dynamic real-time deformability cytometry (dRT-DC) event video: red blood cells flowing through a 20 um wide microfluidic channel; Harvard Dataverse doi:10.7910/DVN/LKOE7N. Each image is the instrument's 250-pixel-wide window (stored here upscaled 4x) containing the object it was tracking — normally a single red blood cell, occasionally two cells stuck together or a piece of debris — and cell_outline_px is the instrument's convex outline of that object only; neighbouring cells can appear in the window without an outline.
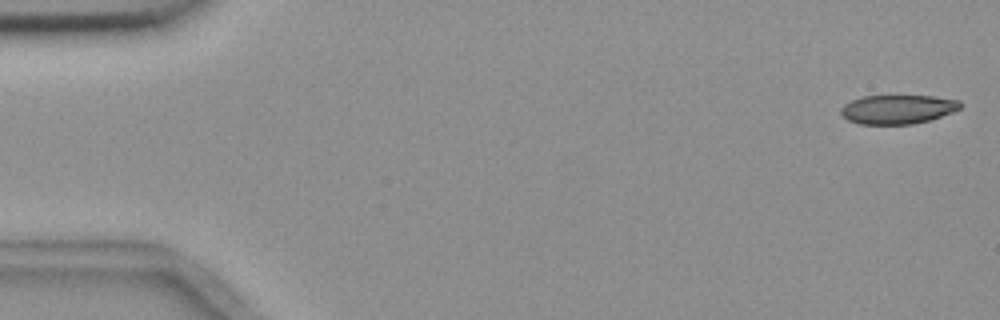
{"species": "common noctule bat (a hibernating species)", "species_latin": "Nyctalus noctula", "temperature_condition": "room temperature", "stored_images_in_passage": 4, "segment_of_instrument_passage": [2, 2], "camera_frame_rate_fps": 3000, "um_per_image_px": 0.085, "animal": {"sex": "female", "body_mass_g": 18.4}, "frame": {"image": 1, "passage_image": 4, "time_ms": 5.333, "image_size_px": [1000, 320], "cell_outline_px": [[960, 108], [952, 112], [928, 120], [912, 124], [860, 124], [848, 120], [840, 112], [840, 108], [844, 104], [852, 100], [864, 96], [932, 96], [960, 100]], "centroid_in_image_um": [76.28, 9.29], "position_along_channel_um": 8.7, "area_um2": 20.0}}